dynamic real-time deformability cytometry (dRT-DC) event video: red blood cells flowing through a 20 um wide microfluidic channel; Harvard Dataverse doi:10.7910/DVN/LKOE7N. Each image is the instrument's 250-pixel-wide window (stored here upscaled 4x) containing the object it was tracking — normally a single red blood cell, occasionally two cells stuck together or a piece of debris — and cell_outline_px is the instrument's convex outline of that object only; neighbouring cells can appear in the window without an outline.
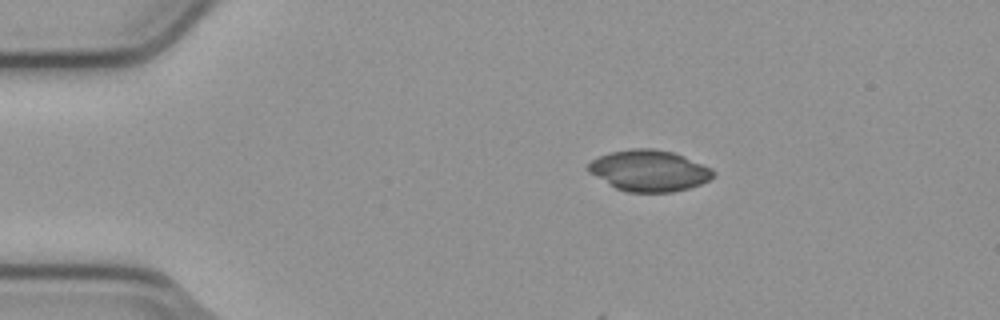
{"species": "common noctule bat (a hibernating species)", "species_latin": "Nyctalus noctula", "temperature_condition": "cold", "stored_images_in_passage": 45, "segment_of_instrument_passage": [1, 3], "camera_frame_rate_fps": 3000, "um_per_image_px": 0.085, "animal": {"sex": "male", "body_mass_g": 23.1, "forearm_length_mm": 52.7}, "frame": {"image": 1, "passage_image": 1, "time_ms": 0.0, "image_size_px": [1000, 320], "cell_outline_px": [[716, 176], [700, 184], [688, 188], [672, 192], [628, 192], [616, 188], [588, 172], [588, 164], [592, 160], [600, 156], [612, 152], [632, 148], [652, 148], [672, 152], [684, 156], [712, 168], [716, 172]], "centroid_in_image_um": [55.21, 14.5], "position_along_channel_um": 29.8, "area_um2": 29.88}}